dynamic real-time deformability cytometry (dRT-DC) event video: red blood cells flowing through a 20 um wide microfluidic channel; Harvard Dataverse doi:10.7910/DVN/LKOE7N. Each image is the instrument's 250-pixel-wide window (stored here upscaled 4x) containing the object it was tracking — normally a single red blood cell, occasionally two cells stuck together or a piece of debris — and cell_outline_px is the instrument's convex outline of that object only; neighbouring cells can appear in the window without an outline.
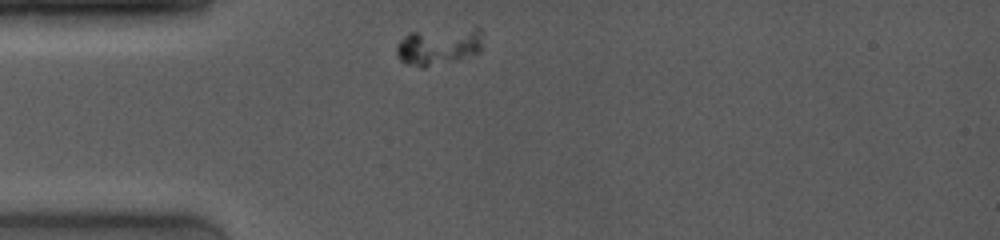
{"species": "common noctule bat (a hibernating species)", "species_latin": "Nyctalus noctula", "temperature_condition": "room temperature", "stored_images_in_passage": 36, "camera_frame_rate_fps": 4000, "um_per_image_px": 0.085, "animal": {"sex": "female", "body_mass_g": 19.0, "forearm_length_mm": 53.3}, "frame": {"image": 1, "passage_image": 1, "time_ms": 0.0, "image_size_px": [1000, 240], "cell_outline_px": [[484, 32], [480, 52], [456, 60], [424, 68], [420, 68], [408, 64], [400, 60], [396, 52], [396, 44], [408, 32], [476, 24]], "centroid_in_image_um": [37.36, 3.86], "position_along_channel_um": 47.6, "area_um2": 19.94}}
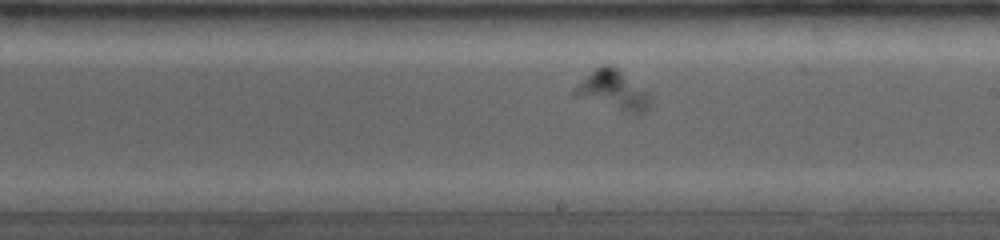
{"frame": {"image": 2, "passage_image": 16, "time_ms": 5.25, "image_size_px": [1000, 240], "cell_outline_px": [[652, 96], [648, 108], [640, 116], [572, 96], [572, 92], [580, 80], [596, 68], [604, 64], [612, 64], [648, 92]], "centroid_in_image_um": [52.11, 7.69], "position_along_channel_um": 236.9, "area_um2": 17.46}}
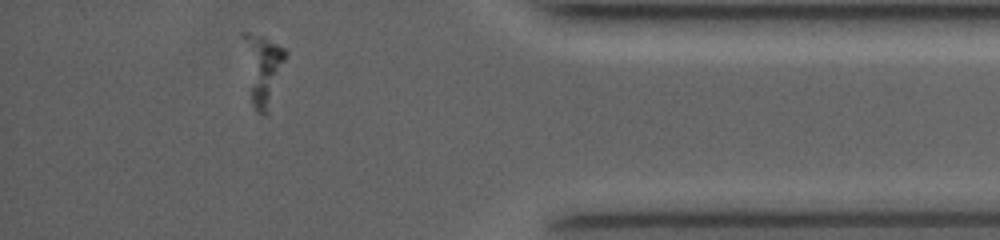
{"frame": {"image": 3, "passage_image": 33, "time_ms": 10.25, "image_size_px": [1000, 240], "cell_outline_px": [[288, 56], [268, 112], [264, 116], [256, 112], [252, 104], [240, 36], [244, 32], [248, 32], [264, 36], [284, 48], [288, 52]], "centroid_in_image_um": [22.33, 5.84], "position_along_channel_um": 412.9, "area_um2": 17.86}}